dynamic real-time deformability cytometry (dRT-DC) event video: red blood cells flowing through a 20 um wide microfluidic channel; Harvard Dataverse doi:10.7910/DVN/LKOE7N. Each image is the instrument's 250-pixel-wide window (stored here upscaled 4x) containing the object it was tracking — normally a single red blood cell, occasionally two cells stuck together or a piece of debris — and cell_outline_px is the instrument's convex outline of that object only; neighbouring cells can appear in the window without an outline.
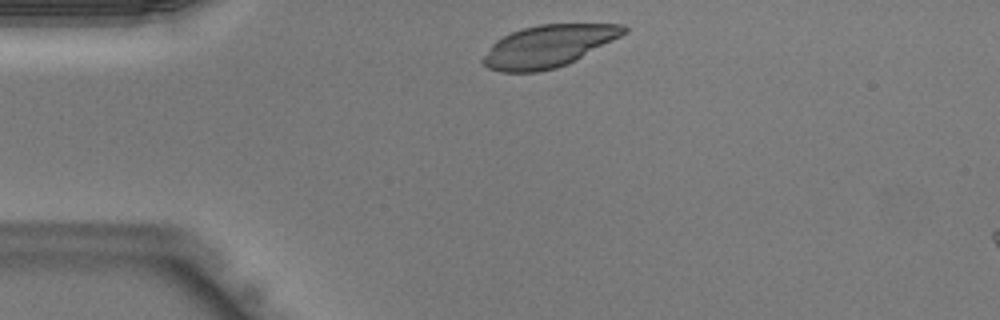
{"species": "Egyptian fruit bat (a non-hibernating species)", "species_latin": "Rousettus aegyptiacus", "temperature_condition": "warm", "stored_images_in_passage": 29, "camera_frame_rate_fps": 3000, "um_per_image_px": 0.085, "animal": {"sex": "male"}, "frame": {"image": 1, "passage_image": 2, "time_ms": 0.333, "image_size_px": [1000, 320], "cell_outline_px": [[628, 32], [576, 60], [568, 64], [556, 68], [536, 72], [500, 72], [488, 68], [480, 60], [492, 44], [496, 40], [512, 32], [524, 28], [540, 24], [624, 24], [628, 28]], "centroid_in_image_um": [46.61, 3.92], "position_along_channel_um": 38.4, "area_um2": 34.39}}
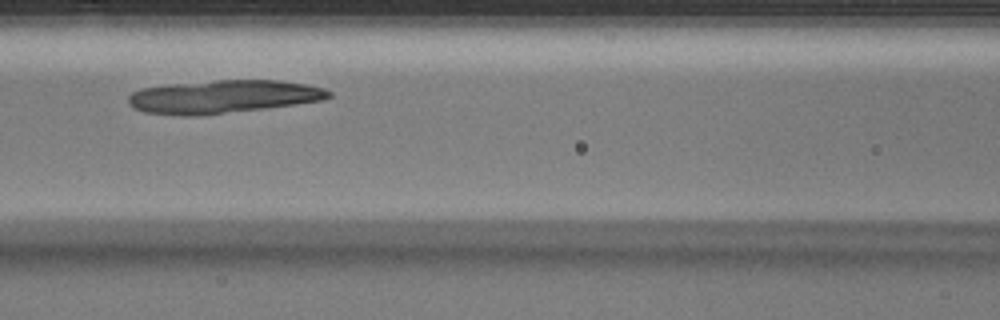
{"frame": {"image": 2, "passage_image": 11, "time_ms": 3.333, "image_size_px": [1000, 320], "cell_outline_px": [[332, 96], [324, 100], [264, 108], [196, 116], [180, 116], [144, 112], [128, 104], [128, 96], [132, 92], [144, 88], [168, 84], [212, 80], [280, 80], [304, 84], [324, 88], [332, 92]], "centroid_in_image_um": [18.95, 8.21], "position_along_channel_um": 147.6, "area_um2": 38.67}}